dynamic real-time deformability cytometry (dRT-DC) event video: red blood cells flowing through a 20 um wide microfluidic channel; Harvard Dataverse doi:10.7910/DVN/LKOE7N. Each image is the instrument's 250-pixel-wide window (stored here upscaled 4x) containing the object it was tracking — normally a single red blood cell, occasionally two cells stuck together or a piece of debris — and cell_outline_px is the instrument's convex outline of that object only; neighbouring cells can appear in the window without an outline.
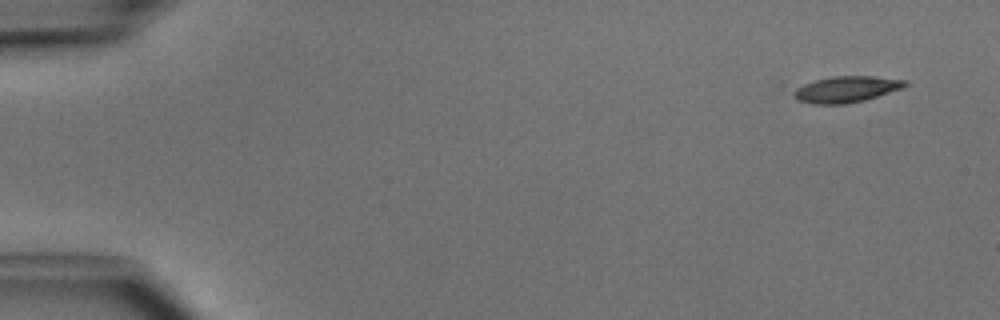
{"species": "common noctule bat (a hibernating species)", "species_latin": "Nyctalus noctula", "temperature_condition": "cold", "stored_images_in_passage": 2, "camera_frame_rate_fps": 3000, "um_per_image_px": 0.085, "animal": {"sex": "male", "body_mass_g": 15.6}, "frame": {"image": 1, "passage_image": 1, "time_ms": 0.0, "image_size_px": [1000, 320], "cell_outline_px": [[908, 84], [904, 88], [864, 100], [844, 104], [812, 104], [796, 100], [776, 84], [832, 76], [872, 76], [908, 80]], "centroid_in_image_um": [71.52, 7.56], "position_along_channel_um": 13.5, "area_um2": 18.9}}